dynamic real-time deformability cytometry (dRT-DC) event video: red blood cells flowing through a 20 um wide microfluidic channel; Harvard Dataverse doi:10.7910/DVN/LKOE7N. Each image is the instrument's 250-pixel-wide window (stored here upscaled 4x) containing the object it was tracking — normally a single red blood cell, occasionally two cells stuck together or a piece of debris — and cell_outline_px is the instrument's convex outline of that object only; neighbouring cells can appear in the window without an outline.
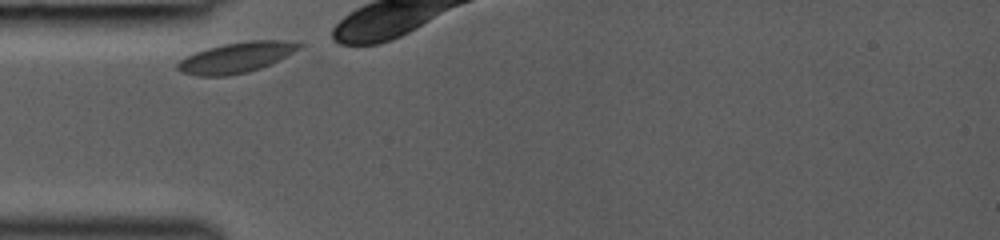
{"species": "common noctule bat (a hibernating species)", "species_latin": "Nyctalus noctula", "temperature_condition": "room temperature", "stored_images_in_passage": 6, "camera_frame_rate_fps": 3000, "um_per_image_px": 0.085, "animal": {"sex": "female", "body_mass_g": 19.0, "forearm_length_mm": 53.3}, "frame": {"image": 1, "passage_image": 1, "time_ms": 0.0, "image_size_px": [1000, 240], "cell_outline_px": [[304, 44], [300, 48], [260, 68], [248, 72], [224, 76], [196, 76], [184, 72], [176, 68], [176, 64], [184, 56], [208, 48], [224, 44], [248, 40], [280, 40]], "centroid_in_image_um": [20.02, 4.89], "position_along_channel_um": 65.0, "area_um2": 21.21}}
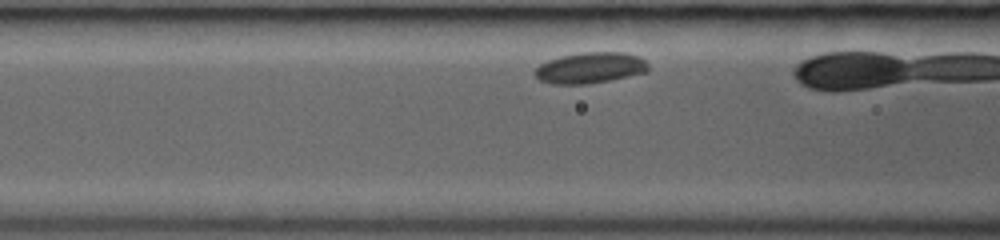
{"frame": {"image": 2, "passage_image": 5, "time_ms": 1.333, "image_size_px": [1000, 240], "cell_outline_px": [[648, 72], [588, 84], [552, 84], [540, 80], [532, 72], [540, 64], [548, 60], [560, 56], [580, 52], [624, 52], [640, 56], [648, 64]], "centroid_in_image_um": [50.16, 5.76], "position_along_channel_um": 116.4, "area_um2": 20.58}}